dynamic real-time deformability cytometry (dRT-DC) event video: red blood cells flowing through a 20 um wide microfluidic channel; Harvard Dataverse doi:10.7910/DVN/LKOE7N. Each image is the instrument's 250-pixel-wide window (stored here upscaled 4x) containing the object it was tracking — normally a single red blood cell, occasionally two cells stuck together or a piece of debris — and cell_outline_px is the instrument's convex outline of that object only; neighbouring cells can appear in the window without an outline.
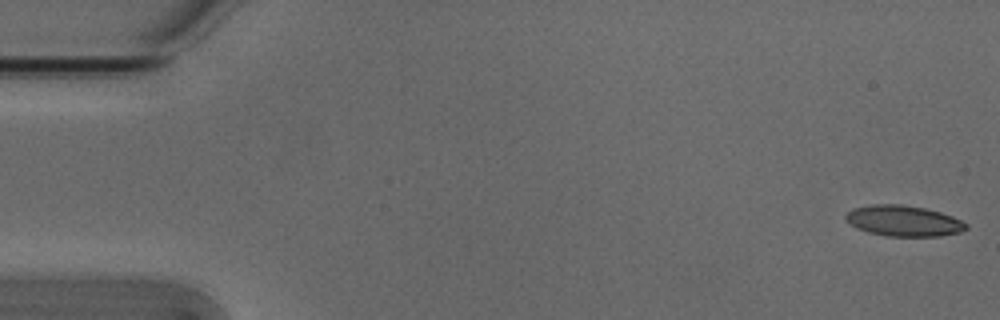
{"species": "Egyptian fruit bat (a non-hibernating species)", "species_latin": "Rousettus aegyptiacus", "temperature_condition": "cold", "stored_images_in_passage": 16, "camera_frame_rate_fps": 3000, "um_per_image_px": 0.085, "animal": {"sex": "male"}, "frame": {"image": 1, "passage_image": 1, "time_ms": 0.0, "image_size_px": [1000, 320], "cell_outline_px": [[968, 228], [960, 232], [940, 236], [888, 236], [868, 232], [856, 228], [844, 216], [852, 208], [872, 204], [900, 204], [924, 208], [940, 212], [952, 216], [968, 224]], "centroid_in_image_um": [76.81, 18.77], "position_along_channel_um": 8.2, "area_um2": 21.5}}
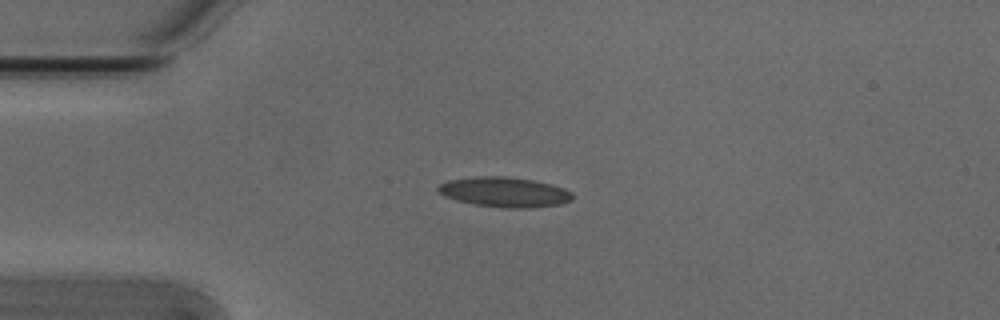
{"frame": {"image": 2, "passage_image": 13, "time_ms": 4.0, "image_size_px": [1000, 320], "cell_outline_px": [[572, 200], [560, 204], [532, 208], [500, 208], [476, 204], [456, 200], [444, 196], [436, 192], [436, 188], [440, 184], [448, 180], [476, 176], [504, 176], [532, 180], [564, 188], [572, 192]], "centroid_in_image_um": [42.85, 16.33], "position_along_channel_um": 42.2, "area_um2": 23.52}}